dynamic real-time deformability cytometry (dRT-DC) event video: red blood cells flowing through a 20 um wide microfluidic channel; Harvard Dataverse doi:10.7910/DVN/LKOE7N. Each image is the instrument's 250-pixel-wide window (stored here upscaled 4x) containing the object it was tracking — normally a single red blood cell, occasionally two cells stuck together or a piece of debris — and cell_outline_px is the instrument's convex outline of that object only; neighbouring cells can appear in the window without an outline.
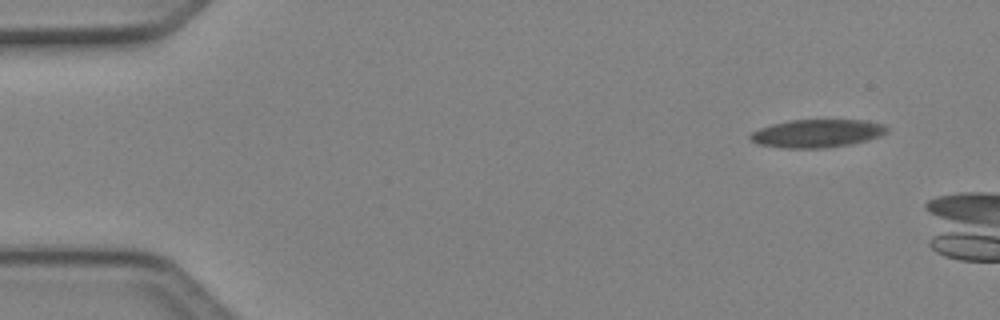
{"species": "Egyptian fruit bat (a non-hibernating species)", "species_latin": "Rousettus aegyptiacus", "temperature_condition": "cold", "stored_images_in_passage": 4, "segment_of_instrument_passage": [2, 2], "camera_frame_rate_fps": 3000, "um_per_image_px": 0.085, "animal": {"sex": "female"}, "frame": {"image": 1, "passage_image": 4, "time_ms": 1.0, "image_size_px": [1000, 320], "cell_outline_px": [[888, 132], [880, 136], [868, 140], [852, 144], [824, 148], [784, 148], [756, 144], [748, 136], [752, 132], [760, 128], [772, 124], [792, 120], [868, 120], [884, 124], [888, 128]], "centroid_in_image_um": [69.48, 11.34], "position_along_channel_um": 15.5, "area_um2": 22.48}}